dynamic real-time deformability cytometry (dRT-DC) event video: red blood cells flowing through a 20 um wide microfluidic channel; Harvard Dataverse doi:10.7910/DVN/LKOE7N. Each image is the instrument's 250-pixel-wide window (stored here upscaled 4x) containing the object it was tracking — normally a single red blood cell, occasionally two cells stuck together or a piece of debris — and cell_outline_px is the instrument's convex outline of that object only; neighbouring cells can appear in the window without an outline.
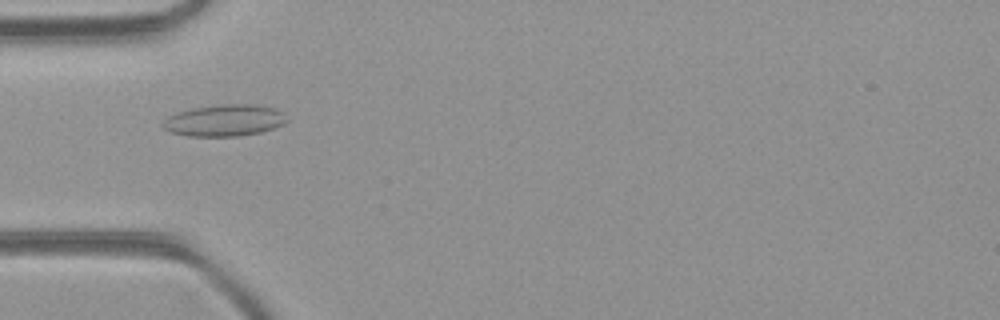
{"species": "common noctule bat (a hibernating species)", "species_latin": "Nyctalus noctula", "temperature_condition": "room temperature", "stored_images_in_passage": 1, "camera_frame_rate_fps": 3000, "um_per_image_px": 0.085, "animal": {"sex": "female", "body_mass_g": 21.9}, "frame": {"image": 1, "passage_image": 1, "time_ms": 0.0, "image_size_px": [1000, 320], "cell_outline_px": [[288, 120], [284, 124], [260, 132], [240, 136], [188, 136], [168, 132], [160, 124], [168, 116], [176, 112], [192, 108], [224, 104], [252, 104], [276, 108]], "centroid_in_image_um": [19.03, 10.24], "position_along_channel_um": 66.0, "area_um2": 22.89}}